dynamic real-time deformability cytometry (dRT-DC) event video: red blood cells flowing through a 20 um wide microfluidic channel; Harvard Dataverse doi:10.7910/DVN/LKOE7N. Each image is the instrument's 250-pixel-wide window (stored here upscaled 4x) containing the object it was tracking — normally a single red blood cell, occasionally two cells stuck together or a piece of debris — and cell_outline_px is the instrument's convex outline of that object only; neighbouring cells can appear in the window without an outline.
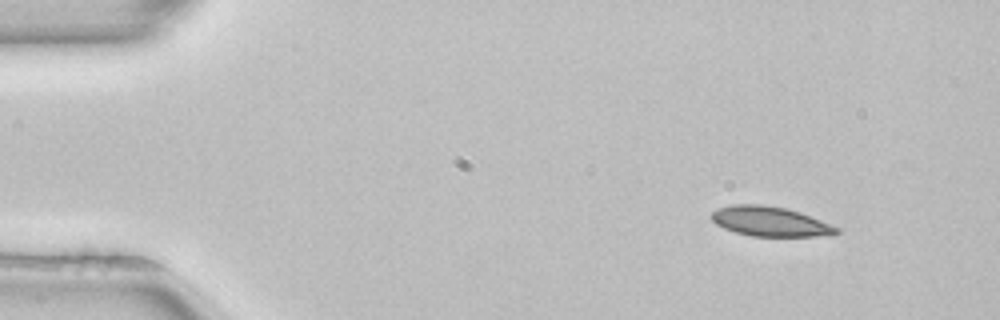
{"species": "common noctule bat (a hibernating species)", "species_latin": "Nyctalus noctula", "temperature_condition": "room temperature", "stored_images_in_passage": 47, "camera_frame_rate_fps": 3000, "um_per_image_px": 0.085, "animal": {"sex": "female", "body_mass_g": 22.7, "forearm_length_mm": 54.2}, "frame": {"image": 1, "passage_image": 1, "time_ms": 0.0, "image_size_px": [1000, 320], "cell_outline_px": [[840, 232], [812, 236], [756, 236], [736, 232], [716, 224], [712, 220], [712, 212], [720, 208], [740, 204], [752, 204], [784, 208], [808, 216], [836, 228]], "centroid_in_image_um": [65.37, 18.83], "position_along_channel_um": 19.6, "area_um2": 20.46}}
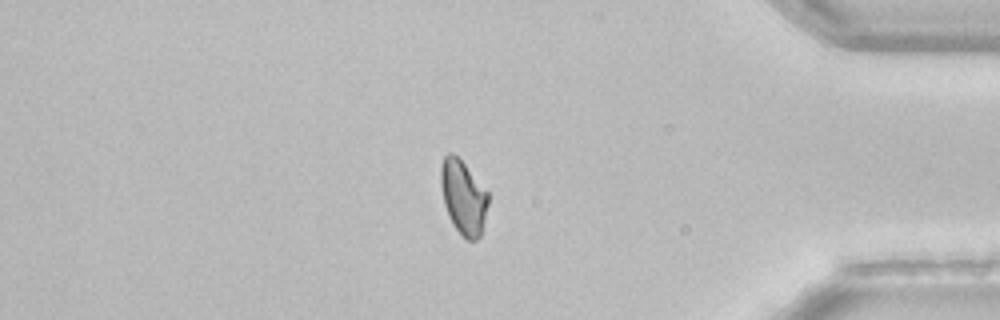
{"frame": {"image": 2, "passage_image": 39, "time_ms": 12.667, "image_size_px": [1000, 320], "cell_outline_px": [[488, 204], [480, 236], [476, 240], [468, 240], [456, 228], [444, 204], [440, 184], [440, 168], [444, 156], [448, 152], [452, 152], [464, 164], [488, 192]], "centroid_in_image_um": [39.37, 16.73], "position_along_channel_um": 395.8, "area_um2": 20.0}}
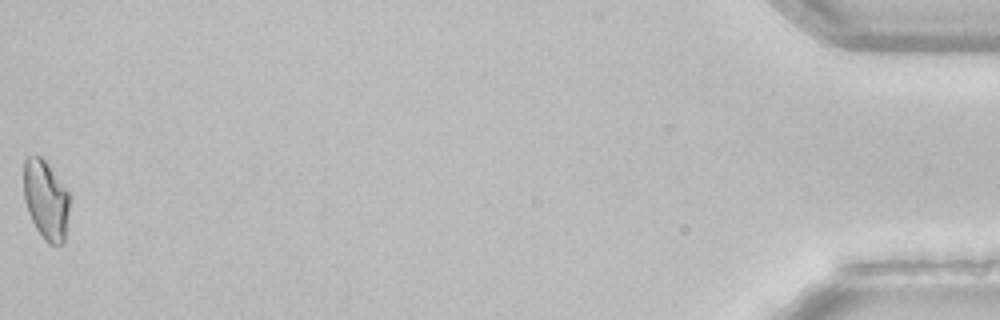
{"frame": {"image": 3, "passage_image": 47, "time_ms": 15.333, "image_size_px": [1000, 320], "cell_outline_px": [[68, 208], [64, 244], [48, 244], [44, 240], [36, 228], [28, 212], [24, 200], [24, 160], [28, 156], [40, 156], [44, 160], [68, 192]], "centroid_in_image_um": [3.87, 17.01], "position_along_channel_um": 431.3, "area_um2": 20.75}, "authors_computed_cell_mechanics": {"area_um2": 20.4612, "velocity_mm_per_s": 3.9625, "shape_relaxation_time_tau1_ms": null, "shape_relaxation_time_tau2_ms": 5.6119, "deformation_change_tau1": null, "deformation_change_tau2": 0.1095}}